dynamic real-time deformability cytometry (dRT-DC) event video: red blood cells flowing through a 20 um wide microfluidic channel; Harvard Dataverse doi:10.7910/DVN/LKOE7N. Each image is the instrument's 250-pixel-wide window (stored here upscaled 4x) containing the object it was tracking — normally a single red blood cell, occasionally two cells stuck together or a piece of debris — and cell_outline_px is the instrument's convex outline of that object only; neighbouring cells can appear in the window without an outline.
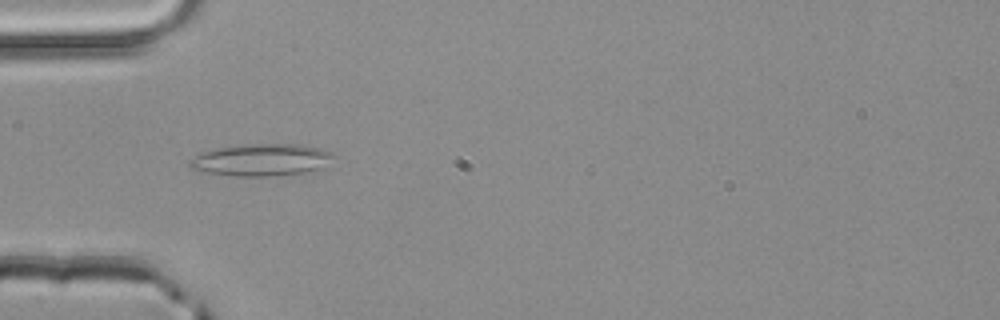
{"species": "common noctule bat (a hibernating species)", "species_latin": "Nyctalus noctula", "temperature_condition": "room temperature", "stored_images_in_passage": 3, "camera_frame_rate_fps": 3000, "um_per_image_px": 0.085, "animal": {"sex": "male", "body_mass_g": 20.4}, "frame": {"image": 1, "passage_image": 3, "time_ms": 0.667, "image_size_px": [1000, 320], "cell_outline_px": [[336, 156], [316, 168], [304, 172], [268, 176], [236, 176], [208, 172], [192, 168], [188, 164], [196, 156], [204, 152], [220, 148], [252, 144], [304, 144], [320, 148], [332, 152]], "centroid_in_image_um": [22.25, 13.58], "position_along_channel_um": 62.8, "area_um2": 26.07}}